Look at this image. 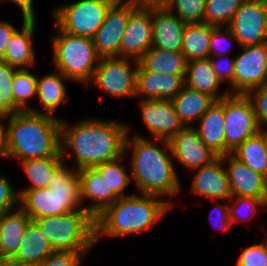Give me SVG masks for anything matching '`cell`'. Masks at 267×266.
I'll return each instance as SVG.
<instances>
[{
    "mask_svg": "<svg viewBox=\"0 0 267 266\" xmlns=\"http://www.w3.org/2000/svg\"><path fill=\"white\" fill-rule=\"evenodd\" d=\"M128 126L118 120L85 118L76 124L61 119V155L72 156L74 168L94 167L124 155Z\"/></svg>",
    "mask_w": 267,
    "mask_h": 266,
    "instance_id": "1",
    "label": "cell"
},
{
    "mask_svg": "<svg viewBox=\"0 0 267 266\" xmlns=\"http://www.w3.org/2000/svg\"><path fill=\"white\" fill-rule=\"evenodd\" d=\"M129 129L128 126L124 154L127 155L130 149L129 173L135 188L140 193L154 194L164 199L177 196L181 192L182 183L173 162L169 141L150 138L151 141L139 133L130 137Z\"/></svg>",
    "mask_w": 267,
    "mask_h": 266,
    "instance_id": "2",
    "label": "cell"
},
{
    "mask_svg": "<svg viewBox=\"0 0 267 266\" xmlns=\"http://www.w3.org/2000/svg\"><path fill=\"white\" fill-rule=\"evenodd\" d=\"M7 120V158L27 159L62 157L61 119L56 116L20 111L3 116Z\"/></svg>",
    "mask_w": 267,
    "mask_h": 266,
    "instance_id": "3",
    "label": "cell"
},
{
    "mask_svg": "<svg viewBox=\"0 0 267 266\" xmlns=\"http://www.w3.org/2000/svg\"><path fill=\"white\" fill-rule=\"evenodd\" d=\"M173 206L172 201L154 194L133 193L120 197L97 217L96 243L103 236L118 237L145 233Z\"/></svg>",
    "mask_w": 267,
    "mask_h": 266,
    "instance_id": "4",
    "label": "cell"
},
{
    "mask_svg": "<svg viewBox=\"0 0 267 266\" xmlns=\"http://www.w3.org/2000/svg\"><path fill=\"white\" fill-rule=\"evenodd\" d=\"M81 206L78 169L66 163L54 172L46 188L25 190L19 197V207L32 220L80 210Z\"/></svg>",
    "mask_w": 267,
    "mask_h": 266,
    "instance_id": "5",
    "label": "cell"
},
{
    "mask_svg": "<svg viewBox=\"0 0 267 266\" xmlns=\"http://www.w3.org/2000/svg\"><path fill=\"white\" fill-rule=\"evenodd\" d=\"M33 221L55 251L89 252L97 244L95 217L84 208Z\"/></svg>",
    "mask_w": 267,
    "mask_h": 266,
    "instance_id": "6",
    "label": "cell"
},
{
    "mask_svg": "<svg viewBox=\"0 0 267 266\" xmlns=\"http://www.w3.org/2000/svg\"><path fill=\"white\" fill-rule=\"evenodd\" d=\"M56 31V35L51 38L55 70L87 87L100 60L92 38L66 33L57 25Z\"/></svg>",
    "mask_w": 267,
    "mask_h": 266,
    "instance_id": "7",
    "label": "cell"
},
{
    "mask_svg": "<svg viewBox=\"0 0 267 266\" xmlns=\"http://www.w3.org/2000/svg\"><path fill=\"white\" fill-rule=\"evenodd\" d=\"M115 0H78L52 9L55 25L62 31L92 38L103 24Z\"/></svg>",
    "mask_w": 267,
    "mask_h": 266,
    "instance_id": "8",
    "label": "cell"
},
{
    "mask_svg": "<svg viewBox=\"0 0 267 266\" xmlns=\"http://www.w3.org/2000/svg\"><path fill=\"white\" fill-rule=\"evenodd\" d=\"M138 65L139 61L130 58H100L89 84L116 99L136 98Z\"/></svg>",
    "mask_w": 267,
    "mask_h": 266,
    "instance_id": "9",
    "label": "cell"
},
{
    "mask_svg": "<svg viewBox=\"0 0 267 266\" xmlns=\"http://www.w3.org/2000/svg\"><path fill=\"white\" fill-rule=\"evenodd\" d=\"M225 155L261 130L252 105L245 94H229L223 98Z\"/></svg>",
    "mask_w": 267,
    "mask_h": 266,
    "instance_id": "10",
    "label": "cell"
},
{
    "mask_svg": "<svg viewBox=\"0 0 267 266\" xmlns=\"http://www.w3.org/2000/svg\"><path fill=\"white\" fill-rule=\"evenodd\" d=\"M228 27L239 47L267 42V0H245Z\"/></svg>",
    "mask_w": 267,
    "mask_h": 266,
    "instance_id": "11",
    "label": "cell"
},
{
    "mask_svg": "<svg viewBox=\"0 0 267 266\" xmlns=\"http://www.w3.org/2000/svg\"><path fill=\"white\" fill-rule=\"evenodd\" d=\"M239 48L242 52L234 58L233 94H245L267 83V42Z\"/></svg>",
    "mask_w": 267,
    "mask_h": 266,
    "instance_id": "12",
    "label": "cell"
},
{
    "mask_svg": "<svg viewBox=\"0 0 267 266\" xmlns=\"http://www.w3.org/2000/svg\"><path fill=\"white\" fill-rule=\"evenodd\" d=\"M138 7L115 0L105 20L92 37L95 50L100 58L120 57V44L130 15Z\"/></svg>",
    "mask_w": 267,
    "mask_h": 266,
    "instance_id": "13",
    "label": "cell"
},
{
    "mask_svg": "<svg viewBox=\"0 0 267 266\" xmlns=\"http://www.w3.org/2000/svg\"><path fill=\"white\" fill-rule=\"evenodd\" d=\"M153 7H138L128 20L120 44V57L139 61L152 47Z\"/></svg>",
    "mask_w": 267,
    "mask_h": 266,
    "instance_id": "14",
    "label": "cell"
},
{
    "mask_svg": "<svg viewBox=\"0 0 267 266\" xmlns=\"http://www.w3.org/2000/svg\"><path fill=\"white\" fill-rule=\"evenodd\" d=\"M139 107L144 125L153 139L170 140L185 126L171 100H140Z\"/></svg>",
    "mask_w": 267,
    "mask_h": 266,
    "instance_id": "15",
    "label": "cell"
},
{
    "mask_svg": "<svg viewBox=\"0 0 267 266\" xmlns=\"http://www.w3.org/2000/svg\"><path fill=\"white\" fill-rule=\"evenodd\" d=\"M173 159L190 171L214 161L218 155L200 139L194 126L184 127L169 140Z\"/></svg>",
    "mask_w": 267,
    "mask_h": 266,
    "instance_id": "16",
    "label": "cell"
},
{
    "mask_svg": "<svg viewBox=\"0 0 267 266\" xmlns=\"http://www.w3.org/2000/svg\"><path fill=\"white\" fill-rule=\"evenodd\" d=\"M221 157L230 182L232 196L267 199L265 176L253 171L231 153Z\"/></svg>",
    "mask_w": 267,
    "mask_h": 266,
    "instance_id": "17",
    "label": "cell"
},
{
    "mask_svg": "<svg viewBox=\"0 0 267 266\" xmlns=\"http://www.w3.org/2000/svg\"><path fill=\"white\" fill-rule=\"evenodd\" d=\"M192 172L191 192L209 200L227 201L232 197L230 182L221 156Z\"/></svg>",
    "mask_w": 267,
    "mask_h": 266,
    "instance_id": "18",
    "label": "cell"
},
{
    "mask_svg": "<svg viewBox=\"0 0 267 266\" xmlns=\"http://www.w3.org/2000/svg\"><path fill=\"white\" fill-rule=\"evenodd\" d=\"M185 85V75L160 74L137 68L136 98L140 100H171Z\"/></svg>",
    "mask_w": 267,
    "mask_h": 266,
    "instance_id": "19",
    "label": "cell"
},
{
    "mask_svg": "<svg viewBox=\"0 0 267 266\" xmlns=\"http://www.w3.org/2000/svg\"><path fill=\"white\" fill-rule=\"evenodd\" d=\"M185 26L166 6L153 7L152 46L169 52H181Z\"/></svg>",
    "mask_w": 267,
    "mask_h": 266,
    "instance_id": "20",
    "label": "cell"
},
{
    "mask_svg": "<svg viewBox=\"0 0 267 266\" xmlns=\"http://www.w3.org/2000/svg\"><path fill=\"white\" fill-rule=\"evenodd\" d=\"M21 29H17L11 39L4 55L0 60L17 69L32 68L36 64L34 51V33L36 28V17L29 18L23 15Z\"/></svg>",
    "mask_w": 267,
    "mask_h": 266,
    "instance_id": "21",
    "label": "cell"
},
{
    "mask_svg": "<svg viewBox=\"0 0 267 266\" xmlns=\"http://www.w3.org/2000/svg\"><path fill=\"white\" fill-rule=\"evenodd\" d=\"M67 80L71 81L57 70L40 78L37 77L36 99L42 105V110L37 111L33 108L31 112L55 116L58 106L70 100L66 92L67 86L64 83Z\"/></svg>",
    "mask_w": 267,
    "mask_h": 266,
    "instance_id": "22",
    "label": "cell"
},
{
    "mask_svg": "<svg viewBox=\"0 0 267 266\" xmlns=\"http://www.w3.org/2000/svg\"><path fill=\"white\" fill-rule=\"evenodd\" d=\"M224 122L222 98L200 117L199 126H194L202 142L218 156L225 155Z\"/></svg>",
    "mask_w": 267,
    "mask_h": 266,
    "instance_id": "23",
    "label": "cell"
},
{
    "mask_svg": "<svg viewBox=\"0 0 267 266\" xmlns=\"http://www.w3.org/2000/svg\"><path fill=\"white\" fill-rule=\"evenodd\" d=\"M80 181V200L82 205L89 200V205L83 207L94 217H97L108 207V184L94 167L78 170Z\"/></svg>",
    "mask_w": 267,
    "mask_h": 266,
    "instance_id": "24",
    "label": "cell"
},
{
    "mask_svg": "<svg viewBox=\"0 0 267 266\" xmlns=\"http://www.w3.org/2000/svg\"><path fill=\"white\" fill-rule=\"evenodd\" d=\"M221 83L209 58L194 59L186 63L185 85L189 88L207 93L216 100H220L230 94L228 89L223 93L220 91Z\"/></svg>",
    "mask_w": 267,
    "mask_h": 266,
    "instance_id": "25",
    "label": "cell"
},
{
    "mask_svg": "<svg viewBox=\"0 0 267 266\" xmlns=\"http://www.w3.org/2000/svg\"><path fill=\"white\" fill-rule=\"evenodd\" d=\"M216 101L213 96L186 85L171 99L175 111L185 127L193 126Z\"/></svg>",
    "mask_w": 267,
    "mask_h": 266,
    "instance_id": "26",
    "label": "cell"
},
{
    "mask_svg": "<svg viewBox=\"0 0 267 266\" xmlns=\"http://www.w3.org/2000/svg\"><path fill=\"white\" fill-rule=\"evenodd\" d=\"M31 221L32 219L20 207L1 214L0 253L5 259H10L16 254L24 231Z\"/></svg>",
    "mask_w": 267,
    "mask_h": 266,
    "instance_id": "27",
    "label": "cell"
},
{
    "mask_svg": "<svg viewBox=\"0 0 267 266\" xmlns=\"http://www.w3.org/2000/svg\"><path fill=\"white\" fill-rule=\"evenodd\" d=\"M54 251L43 231L32 220L24 231L18 251L11 259L41 264Z\"/></svg>",
    "mask_w": 267,
    "mask_h": 266,
    "instance_id": "28",
    "label": "cell"
},
{
    "mask_svg": "<svg viewBox=\"0 0 267 266\" xmlns=\"http://www.w3.org/2000/svg\"><path fill=\"white\" fill-rule=\"evenodd\" d=\"M30 181L29 186L18 191L19 196L25 190L46 188L54 178V172L64 163L62 157L27 159L18 162Z\"/></svg>",
    "mask_w": 267,
    "mask_h": 266,
    "instance_id": "29",
    "label": "cell"
},
{
    "mask_svg": "<svg viewBox=\"0 0 267 266\" xmlns=\"http://www.w3.org/2000/svg\"><path fill=\"white\" fill-rule=\"evenodd\" d=\"M139 63L146 70L156 73L186 75L187 61L181 52H169L152 46Z\"/></svg>",
    "mask_w": 267,
    "mask_h": 266,
    "instance_id": "30",
    "label": "cell"
},
{
    "mask_svg": "<svg viewBox=\"0 0 267 266\" xmlns=\"http://www.w3.org/2000/svg\"><path fill=\"white\" fill-rule=\"evenodd\" d=\"M212 30L213 25L207 23L186 24L182 36L181 53L187 62L209 57Z\"/></svg>",
    "mask_w": 267,
    "mask_h": 266,
    "instance_id": "31",
    "label": "cell"
},
{
    "mask_svg": "<svg viewBox=\"0 0 267 266\" xmlns=\"http://www.w3.org/2000/svg\"><path fill=\"white\" fill-rule=\"evenodd\" d=\"M124 157L125 154L116 160L94 166L108 184V206L116 202L120 197L131 195L124 192L125 188L132 182L126 166L121 165Z\"/></svg>",
    "mask_w": 267,
    "mask_h": 266,
    "instance_id": "32",
    "label": "cell"
},
{
    "mask_svg": "<svg viewBox=\"0 0 267 266\" xmlns=\"http://www.w3.org/2000/svg\"><path fill=\"white\" fill-rule=\"evenodd\" d=\"M231 154L267 178V142L261 130L240 144Z\"/></svg>",
    "mask_w": 267,
    "mask_h": 266,
    "instance_id": "33",
    "label": "cell"
},
{
    "mask_svg": "<svg viewBox=\"0 0 267 266\" xmlns=\"http://www.w3.org/2000/svg\"><path fill=\"white\" fill-rule=\"evenodd\" d=\"M37 76L28 69H17L12 83V94L15 105L21 111H31L32 97H36Z\"/></svg>",
    "mask_w": 267,
    "mask_h": 266,
    "instance_id": "34",
    "label": "cell"
},
{
    "mask_svg": "<svg viewBox=\"0 0 267 266\" xmlns=\"http://www.w3.org/2000/svg\"><path fill=\"white\" fill-rule=\"evenodd\" d=\"M245 0H206L204 23L228 26L235 12Z\"/></svg>",
    "mask_w": 267,
    "mask_h": 266,
    "instance_id": "35",
    "label": "cell"
},
{
    "mask_svg": "<svg viewBox=\"0 0 267 266\" xmlns=\"http://www.w3.org/2000/svg\"><path fill=\"white\" fill-rule=\"evenodd\" d=\"M266 200L267 199L232 196L228 200L231 225L233 226L236 222H248L253 219L260 208H266Z\"/></svg>",
    "mask_w": 267,
    "mask_h": 266,
    "instance_id": "36",
    "label": "cell"
},
{
    "mask_svg": "<svg viewBox=\"0 0 267 266\" xmlns=\"http://www.w3.org/2000/svg\"><path fill=\"white\" fill-rule=\"evenodd\" d=\"M205 3L206 0H167L165 6L183 23L198 24L204 23Z\"/></svg>",
    "mask_w": 267,
    "mask_h": 266,
    "instance_id": "37",
    "label": "cell"
},
{
    "mask_svg": "<svg viewBox=\"0 0 267 266\" xmlns=\"http://www.w3.org/2000/svg\"><path fill=\"white\" fill-rule=\"evenodd\" d=\"M17 68L0 60V116L20 112L15 105L12 94V83Z\"/></svg>",
    "mask_w": 267,
    "mask_h": 266,
    "instance_id": "38",
    "label": "cell"
},
{
    "mask_svg": "<svg viewBox=\"0 0 267 266\" xmlns=\"http://www.w3.org/2000/svg\"><path fill=\"white\" fill-rule=\"evenodd\" d=\"M234 43L239 47L237 39L228 26H213L210 37L209 56L228 55L230 53L229 49H231V45Z\"/></svg>",
    "mask_w": 267,
    "mask_h": 266,
    "instance_id": "39",
    "label": "cell"
},
{
    "mask_svg": "<svg viewBox=\"0 0 267 266\" xmlns=\"http://www.w3.org/2000/svg\"><path fill=\"white\" fill-rule=\"evenodd\" d=\"M245 95L261 128L267 127V83L247 91Z\"/></svg>",
    "mask_w": 267,
    "mask_h": 266,
    "instance_id": "40",
    "label": "cell"
},
{
    "mask_svg": "<svg viewBox=\"0 0 267 266\" xmlns=\"http://www.w3.org/2000/svg\"><path fill=\"white\" fill-rule=\"evenodd\" d=\"M236 266H267V255L262 243L243 248L236 260Z\"/></svg>",
    "mask_w": 267,
    "mask_h": 266,
    "instance_id": "41",
    "label": "cell"
},
{
    "mask_svg": "<svg viewBox=\"0 0 267 266\" xmlns=\"http://www.w3.org/2000/svg\"><path fill=\"white\" fill-rule=\"evenodd\" d=\"M18 191L5 175L0 174V213L19 208Z\"/></svg>",
    "mask_w": 267,
    "mask_h": 266,
    "instance_id": "42",
    "label": "cell"
},
{
    "mask_svg": "<svg viewBox=\"0 0 267 266\" xmlns=\"http://www.w3.org/2000/svg\"><path fill=\"white\" fill-rule=\"evenodd\" d=\"M208 58L218 78L221 80L222 83L226 81L230 85V89L228 90L231 94H233V75L235 59L231 58L228 55L209 56Z\"/></svg>",
    "mask_w": 267,
    "mask_h": 266,
    "instance_id": "43",
    "label": "cell"
},
{
    "mask_svg": "<svg viewBox=\"0 0 267 266\" xmlns=\"http://www.w3.org/2000/svg\"><path fill=\"white\" fill-rule=\"evenodd\" d=\"M88 253L56 250L48 255L40 266H80L82 257Z\"/></svg>",
    "mask_w": 267,
    "mask_h": 266,
    "instance_id": "44",
    "label": "cell"
},
{
    "mask_svg": "<svg viewBox=\"0 0 267 266\" xmlns=\"http://www.w3.org/2000/svg\"><path fill=\"white\" fill-rule=\"evenodd\" d=\"M210 202L215 203L216 205L209 213L211 225H215L220 231L223 232L229 230L232 225L229 216L228 202H225V204L220 203L218 200H210Z\"/></svg>",
    "mask_w": 267,
    "mask_h": 266,
    "instance_id": "45",
    "label": "cell"
},
{
    "mask_svg": "<svg viewBox=\"0 0 267 266\" xmlns=\"http://www.w3.org/2000/svg\"><path fill=\"white\" fill-rule=\"evenodd\" d=\"M17 29L18 28L12 23L10 24L9 21L0 19V58L4 55L9 40Z\"/></svg>",
    "mask_w": 267,
    "mask_h": 266,
    "instance_id": "46",
    "label": "cell"
},
{
    "mask_svg": "<svg viewBox=\"0 0 267 266\" xmlns=\"http://www.w3.org/2000/svg\"><path fill=\"white\" fill-rule=\"evenodd\" d=\"M9 1L15 3L18 7H20L22 16L25 15L29 18H35V10H34V0H0V2Z\"/></svg>",
    "mask_w": 267,
    "mask_h": 266,
    "instance_id": "47",
    "label": "cell"
},
{
    "mask_svg": "<svg viewBox=\"0 0 267 266\" xmlns=\"http://www.w3.org/2000/svg\"><path fill=\"white\" fill-rule=\"evenodd\" d=\"M129 3L135 7L151 8L157 6H165L167 0H117Z\"/></svg>",
    "mask_w": 267,
    "mask_h": 266,
    "instance_id": "48",
    "label": "cell"
},
{
    "mask_svg": "<svg viewBox=\"0 0 267 266\" xmlns=\"http://www.w3.org/2000/svg\"><path fill=\"white\" fill-rule=\"evenodd\" d=\"M5 122L3 116H0V158L2 159H7Z\"/></svg>",
    "mask_w": 267,
    "mask_h": 266,
    "instance_id": "49",
    "label": "cell"
},
{
    "mask_svg": "<svg viewBox=\"0 0 267 266\" xmlns=\"http://www.w3.org/2000/svg\"><path fill=\"white\" fill-rule=\"evenodd\" d=\"M4 266H40V264L30 263V262H20L13 259H6Z\"/></svg>",
    "mask_w": 267,
    "mask_h": 266,
    "instance_id": "50",
    "label": "cell"
},
{
    "mask_svg": "<svg viewBox=\"0 0 267 266\" xmlns=\"http://www.w3.org/2000/svg\"><path fill=\"white\" fill-rule=\"evenodd\" d=\"M265 235L266 236H264V239H263V241H261V243H262V245L264 247V251H265V253L267 255V234H265Z\"/></svg>",
    "mask_w": 267,
    "mask_h": 266,
    "instance_id": "51",
    "label": "cell"
},
{
    "mask_svg": "<svg viewBox=\"0 0 267 266\" xmlns=\"http://www.w3.org/2000/svg\"><path fill=\"white\" fill-rule=\"evenodd\" d=\"M5 260L6 259L0 253V266H4Z\"/></svg>",
    "mask_w": 267,
    "mask_h": 266,
    "instance_id": "52",
    "label": "cell"
},
{
    "mask_svg": "<svg viewBox=\"0 0 267 266\" xmlns=\"http://www.w3.org/2000/svg\"><path fill=\"white\" fill-rule=\"evenodd\" d=\"M261 131L264 133L265 139H266V142H267V127L261 128Z\"/></svg>",
    "mask_w": 267,
    "mask_h": 266,
    "instance_id": "53",
    "label": "cell"
}]
</instances>
